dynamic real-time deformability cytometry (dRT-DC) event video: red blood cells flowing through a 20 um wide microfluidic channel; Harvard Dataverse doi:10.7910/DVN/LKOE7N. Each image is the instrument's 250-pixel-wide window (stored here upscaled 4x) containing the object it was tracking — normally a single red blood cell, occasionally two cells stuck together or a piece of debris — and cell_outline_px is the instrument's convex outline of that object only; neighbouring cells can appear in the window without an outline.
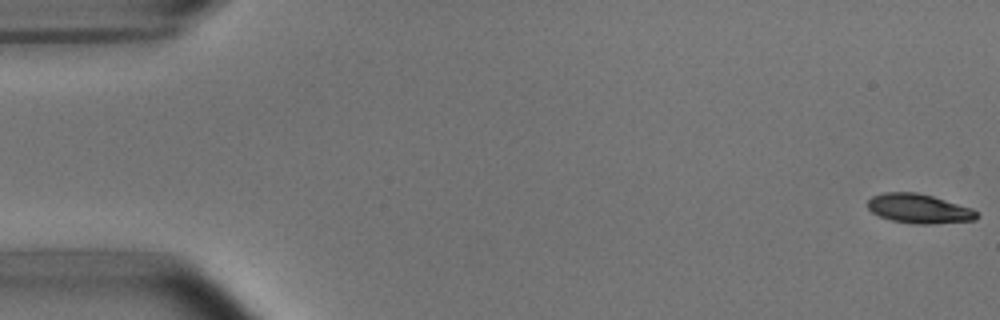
{"species": "common noctule bat (a hibernating species)", "species_latin": "Nyctalus noctula", "temperature_condition": "room temperature", "stored_images_in_passage": 53, "camera_frame_rate_fps": 3000, "um_per_image_px": 0.085, "animal": {"sex": "male", "body_mass_g": 15.6}, "frame": {"image": 1, "passage_image": 1, "time_ms": 0.0, "image_size_px": [1000, 320], "cell_outline_px": [[980, 216], [976, 220], [932, 224], [916, 224], [892, 220], [880, 216], [872, 212], [868, 208], [868, 200], [872, 196], [884, 192], [916, 192], [932, 196], [972, 208]], "centroid_in_image_um": [78.13, 17.73], "position_along_channel_um": 6.9, "area_um2": 18.61}}
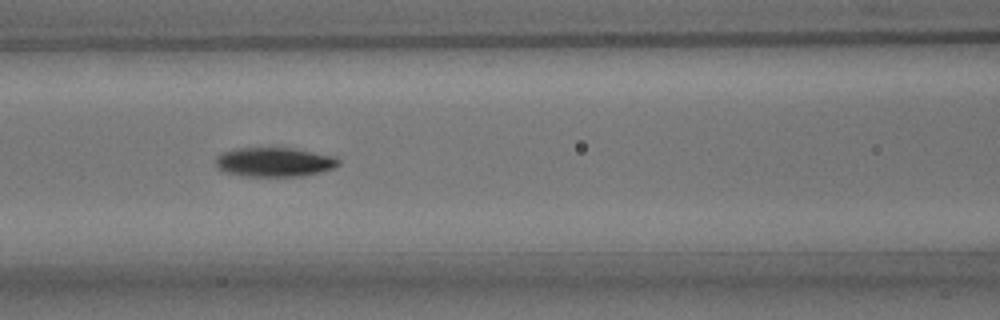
{"frame": {"image": 2, "passage_image": 23, "time_ms": 7.333, "image_size_px": [1000, 320], "cell_outline_px": [[340, 164], [332, 168], [320, 172], [300, 176], [244, 176], [220, 172], [216, 168], [216, 156], [220, 152], [236, 148], [296, 148], [336, 156], [340, 160]], "centroid_in_image_um": [23.28, 13.77], "position_along_channel_um": 143.3, "area_um2": 21.33}}
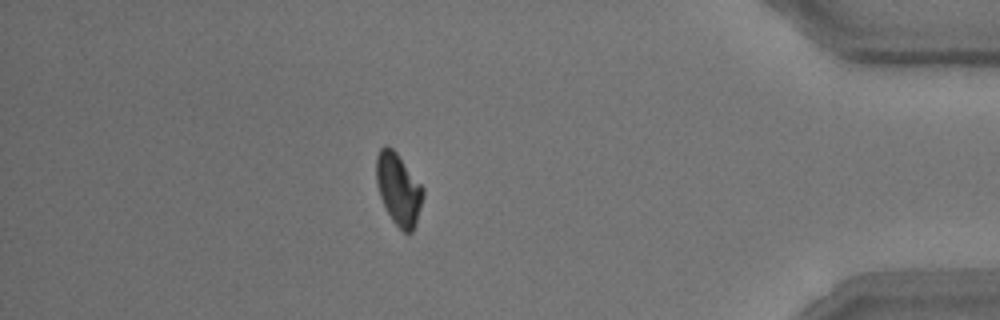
{"frame": {"image": 3, "passage_image": 47, "time_ms": 15.333, "image_size_px": [1000, 320], "cell_outline_px": [[424, 196], [416, 224], [412, 232], [404, 232], [392, 220], [380, 196], [376, 184], [376, 156], [380, 148], [384, 144], [388, 144], [396, 152], [424, 188]], "centroid_in_image_um": [33.87, 16.05], "position_along_channel_um": 401.3, "area_um2": 19.54}, "authors_computed_cell_mechanics": {"area_um2": 19.8832, "velocity_mm_per_s": 3.7424, "shape_relaxation_time_tau1_ms": 1.7876, "shape_relaxation_time_tau2_ms": 3.0976, "deformation_change_tau1": 0.1191, "deformation_change_tau2": 0.0667}}